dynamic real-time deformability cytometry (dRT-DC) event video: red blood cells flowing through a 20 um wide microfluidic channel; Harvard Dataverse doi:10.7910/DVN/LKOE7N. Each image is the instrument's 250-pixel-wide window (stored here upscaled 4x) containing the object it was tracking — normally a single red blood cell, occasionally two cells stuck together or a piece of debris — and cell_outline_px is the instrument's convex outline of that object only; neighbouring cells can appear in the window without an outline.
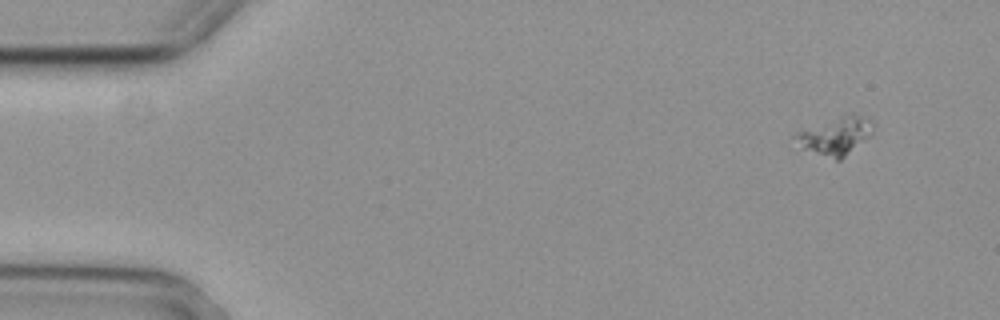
{"species": "common noctule bat (a hibernating species)", "species_latin": "Nyctalus noctula", "temperature_condition": "cold", "stored_images_in_passage": 2, "camera_frame_rate_fps": 3000, "um_per_image_px": 0.085, "animal": {"sex": "female", "body_mass_g": 29.2, "forearm_length_mm": 56.3}, "frame": {"image": 1, "passage_image": 2, "time_ms": 0.333, "image_size_px": [1000, 320], "cell_outline_px": [[872, 132], [868, 136], [840, 160], [836, 160], [804, 148], [792, 136], [796, 132], [848, 112], [852, 112], [860, 116], [872, 124]], "centroid_in_image_um": [70.99, 11.52], "position_along_channel_um": 14.0, "area_um2": 16.42}}